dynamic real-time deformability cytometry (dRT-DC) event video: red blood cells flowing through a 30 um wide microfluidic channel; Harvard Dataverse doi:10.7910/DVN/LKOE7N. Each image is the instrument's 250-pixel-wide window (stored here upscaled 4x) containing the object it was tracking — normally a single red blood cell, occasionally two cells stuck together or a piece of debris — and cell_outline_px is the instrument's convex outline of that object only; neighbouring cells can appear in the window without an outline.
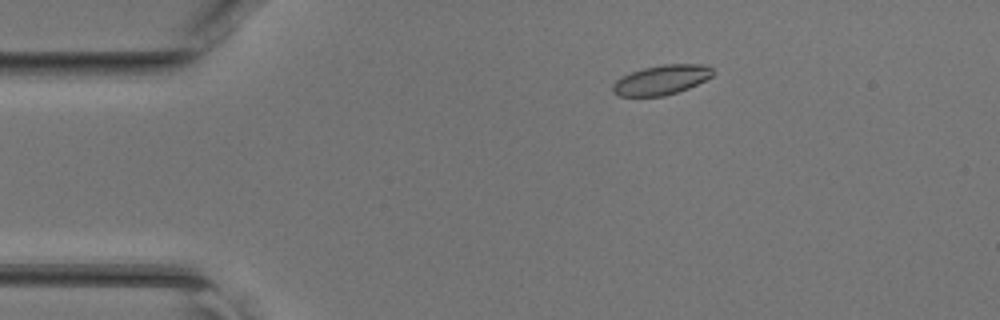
{"species": "common noctule bat (a hibernating species)", "species_latin": "Nyctalus noctula", "temperature_condition": "room temperature", "stored_images_in_passage": 47, "camera_frame_rate_fps": 3000, "um_per_image_px": 0.085, "animal": {"sex": "female", "body_mass_g": 17.0, "forearm_length_mm": 48.0}, "frame": {"image": 1, "passage_image": 9, "time_ms": 2.667, "image_size_px": [1000, 320], "cell_outline_px": [[716, 72], [712, 76], [688, 88], [664, 96], [620, 96], [612, 92], [612, 84], [620, 76], [644, 68], [664, 64], [704, 64], [712, 68]], "centroid_in_image_um": [56.21, 6.78], "position_along_channel_um": 28.8, "area_um2": 17.28}}
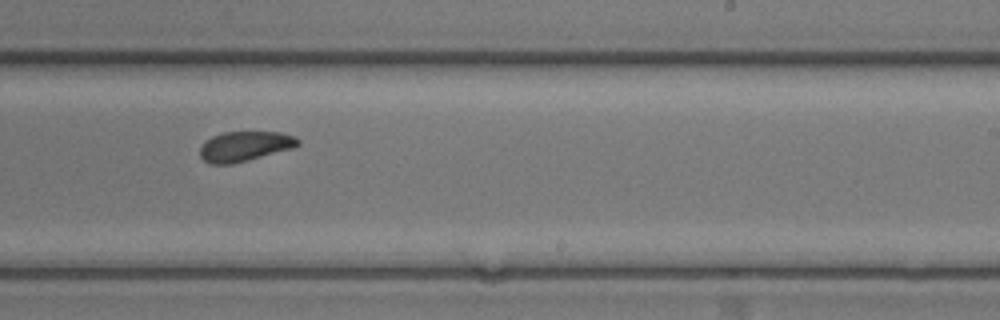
{"frame": {"image": 2, "passage_image": 29, "time_ms": 9.333, "image_size_px": [1000, 320], "cell_outline_px": [[300, 144], [292, 148], [248, 160], [232, 164], [208, 164], [200, 156], [200, 148], [204, 140], [212, 136], [224, 132], [280, 132], [296, 136], [300, 140]], "centroid_in_image_um": [20.79, 12.43], "position_along_channel_um": 268.2, "area_um2": 17.17}}
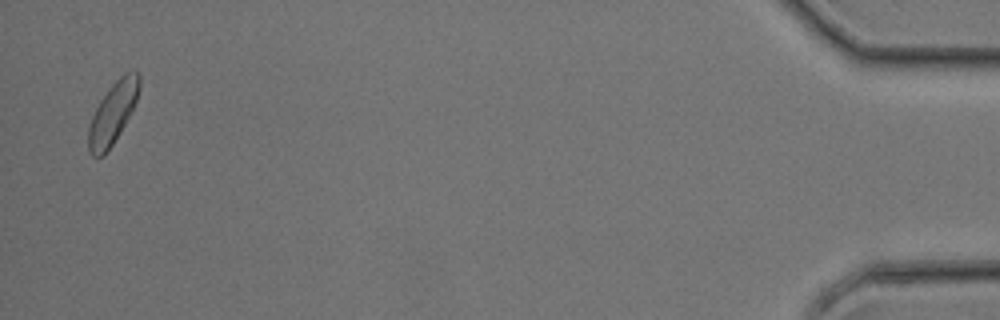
{"frame": {"image": 3, "passage_image": 46, "time_ms": 15.0, "image_size_px": [1000, 320], "cell_outline_px": [[140, 88], [136, 100], [120, 132], [104, 156], [92, 156], [88, 152], [88, 128], [92, 116], [100, 100], [112, 84], [124, 72], [136, 68], [140, 76]], "centroid_in_image_um": [9.59, 9.57], "position_along_channel_um": 425.6, "area_um2": 18.09}}